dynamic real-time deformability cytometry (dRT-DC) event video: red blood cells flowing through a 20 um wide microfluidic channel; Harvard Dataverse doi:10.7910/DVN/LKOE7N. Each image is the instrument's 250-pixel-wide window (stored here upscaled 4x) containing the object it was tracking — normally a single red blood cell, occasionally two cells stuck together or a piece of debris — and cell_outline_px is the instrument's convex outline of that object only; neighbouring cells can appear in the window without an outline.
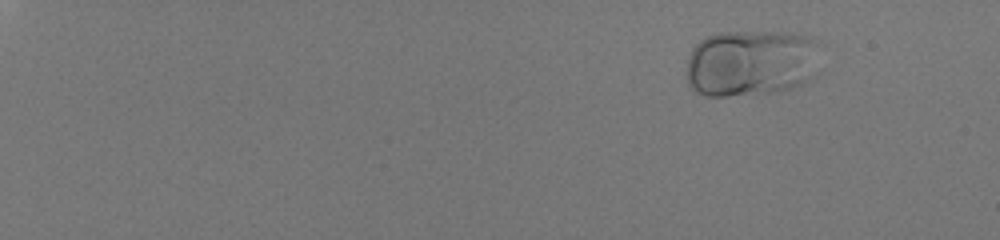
{"species": "human", "species_latin": "Homo sapiens", "temperature_condition": "room temperature", "stored_images_in_passage": 50, "camera_frame_rate_fps": 3000, "um_per_image_px": 0.085, "donor": {"sex": "male"}, "frame": {"image": 1, "passage_image": 1, "time_ms": 0.0, "image_size_px": [1000, 240], "cell_outline_px": [[820, 40], [812, 76], [804, 84], [792, 88], [772, 92], [728, 96], [708, 96], [696, 92], [688, 84], [688, 56], [692, 48], [700, 40], [716, 32], [788, 32], [816, 36]], "centroid_in_image_um": [63.85, 5.32], "position_along_channel_um": 21.1, "area_um2": 52.6}}
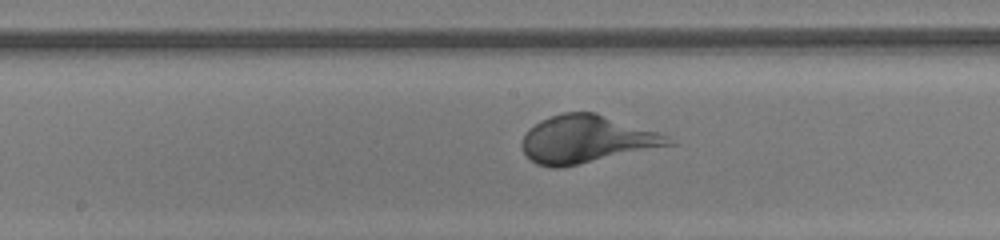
{"frame": {"image": 2, "passage_image": 29, "time_ms": 9.333, "image_size_px": [1000, 240], "cell_outline_px": [[680, 144], [560, 168], [552, 168], [536, 164], [524, 152], [520, 144], [528, 128], [540, 120], [564, 112], [596, 112], [668, 136]], "centroid_in_image_um": [49.88, 11.85], "position_along_channel_um": 198.3, "area_um2": 40.86}}
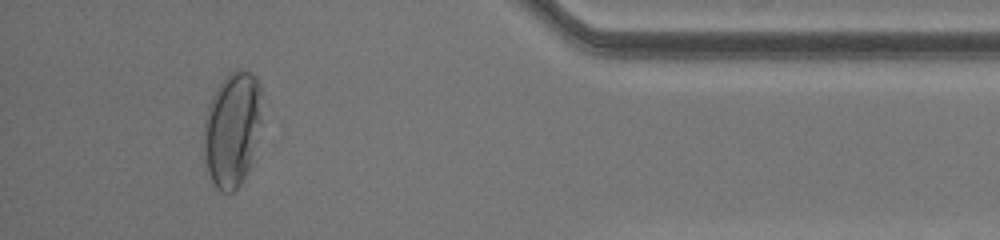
{"frame": {"image": 3, "passage_image": 47, "time_ms": 15.333, "image_size_px": [1000, 240], "cell_outline_px": [[260, 120], [248, 168], [240, 184], [232, 192], [220, 192], [212, 184], [204, 160], [204, 116], [208, 104], [216, 88], [228, 72], [252, 72], [256, 76], [260, 88]], "centroid_in_image_um": [19.68, 10.99], "position_along_channel_um": 415.5, "area_um2": 38.32}}